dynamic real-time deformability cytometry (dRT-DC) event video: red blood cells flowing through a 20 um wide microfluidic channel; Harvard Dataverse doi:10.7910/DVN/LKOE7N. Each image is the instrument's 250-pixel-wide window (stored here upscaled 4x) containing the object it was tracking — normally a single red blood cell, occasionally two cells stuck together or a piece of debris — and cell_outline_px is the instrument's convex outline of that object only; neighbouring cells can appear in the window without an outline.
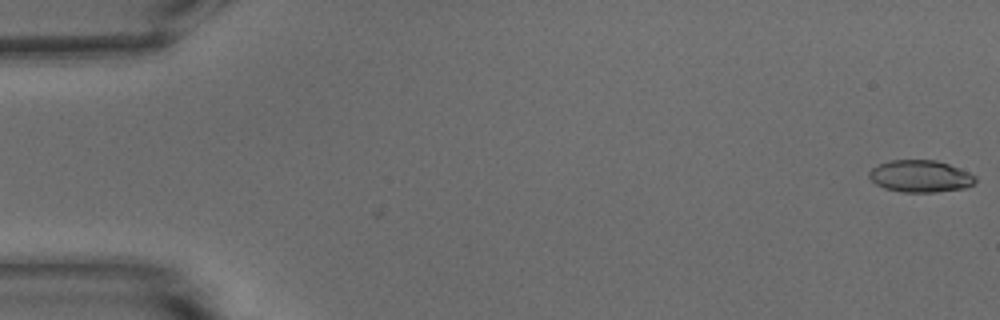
{"species": "common noctule bat (a hibernating species)", "species_latin": "Nyctalus noctula", "temperature_condition": "warm", "stored_images_in_passage": 54, "camera_frame_rate_fps": 3000, "um_per_image_px": 0.085, "animal": {"sex": "male", "body_mass_g": 15.6}, "frame": {"image": 1, "passage_image": 1, "time_ms": 0.0, "image_size_px": [1000, 320], "cell_outline_px": [[976, 180], [972, 184], [964, 188], [936, 192], [904, 192], [884, 188], [876, 184], [868, 176], [868, 172], [872, 168], [880, 164], [892, 160], [936, 160], [948, 164], [968, 172], [976, 176]], "centroid_in_image_um": [78.22, 14.98], "position_along_channel_um": 6.8, "area_um2": 19.65}}
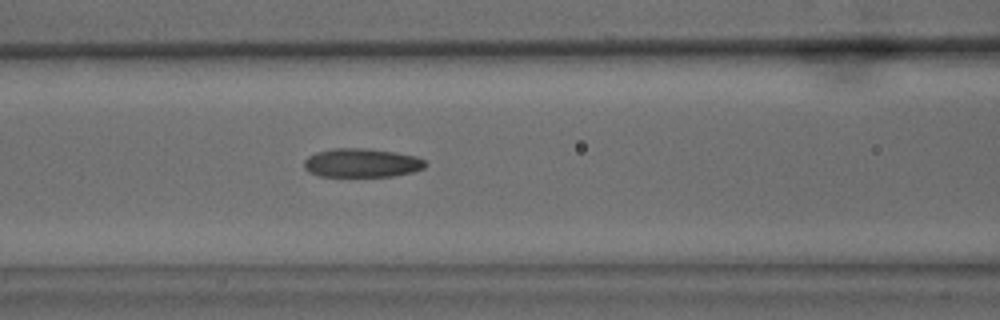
{"frame": {"image": 2, "passage_image": 23, "time_ms": 7.333, "image_size_px": [1000, 320], "cell_outline_px": [[428, 164], [424, 168], [412, 172], [392, 176], [320, 176], [304, 168], [304, 160], [308, 156], [316, 152], [332, 148], [364, 148], [396, 152], [416, 156], [424, 160]], "centroid_in_image_um": [30.76, 13.83], "position_along_channel_um": 135.8, "area_um2": 20.35}}
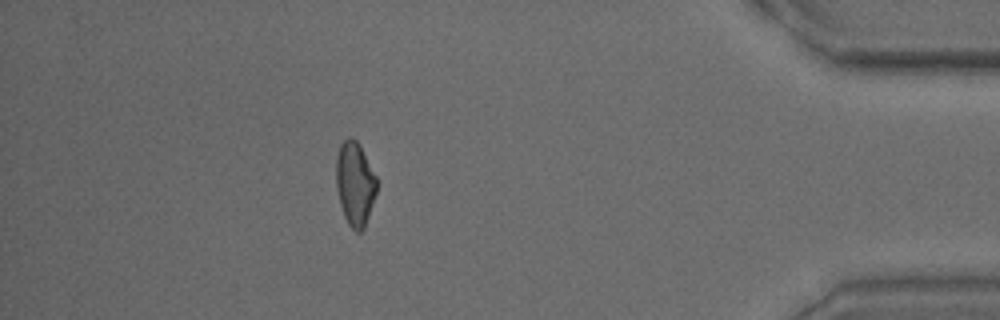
{"frame": {"image": 3, "passage_image": 48, "time_ms": 15.667, "image_size_px": [1000, 320], "cell_outline_px": [[376, 192], [364, 228], [360, 232], [356, 232], [348, 224], [344, 216], [340, 204], [336, 188], [336, 156], [340, 144], [348, 136], [352, 136], [360, 144], [376, 176]], "centroid_in_image_um": [30.15, 15.57], "position_along_channel_um": 405.0, "area_um2": 19.88}, "authors_computed_cell_mechanics": {"area_um2": 20.23, "velocity_mm_per_s": 3.7846, "shape_relaxation_time_tau1_ms": null, "shape_relaxation_time_tau2_ms": 3.0967, "deformation_change_tau1": null, "deformation_change_tau2": 0.0921}}